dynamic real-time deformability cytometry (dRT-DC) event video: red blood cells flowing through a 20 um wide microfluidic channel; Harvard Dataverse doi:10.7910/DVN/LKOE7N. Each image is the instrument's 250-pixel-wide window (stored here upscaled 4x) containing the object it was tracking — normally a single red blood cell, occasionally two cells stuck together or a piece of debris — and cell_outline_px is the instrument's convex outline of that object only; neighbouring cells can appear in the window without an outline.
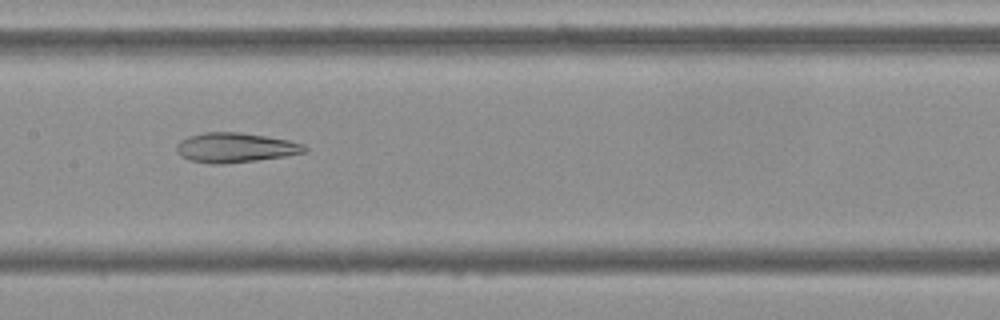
{"species": "Egyptian fruit bat (a non-hibernating species)", "species_latin": "Rousettus aegyptiacus", "temperature_condition": "cold", "stored_images_in_passage": 55, "camera_frame_rate_fps": 3000, "um_per_image_px": 0.085, "frame": {"image": 1, "passage_image": 27, "time_ms": 8.667, "image_size_px": [1000, 320], "cell_outline_px": [[308, 152], [284, 156], [256, 160], [224, 164], [212, 164], [188, 160], [180, 156], [176, 152], [176, 144], [180, 140], [188, 136], [204, 132], [240, 132], [288, 140], [304, 144], [308, 148]], "centroid_in_image_um": [19.97, 12.55], "position_along_channel_um": 187.4, "area_um2": 22.31}}
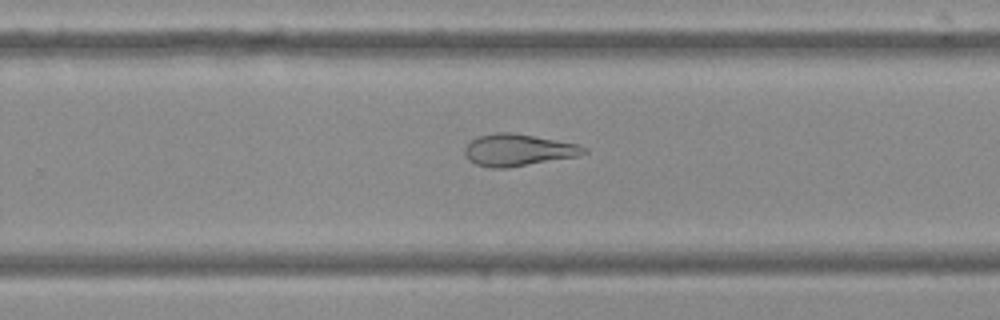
{"frame": {"image": 2, "passage_image": 35, "time_ms": 11.333, "image_size_px": [1000, 320], "cell_outline_px": [[588, 152], [580, 156], [508, 168], [492, 168], [476, 164], [468, 160], [464, 152], [464, 148], [472, 140], [480, 136], [496, 132], [512, 132], [576, 144], [588, 148]], "centroid_in_image_um": [44.05, 12.76], "position_along_channel_um": 285.7, "area_um2": 22.14}}
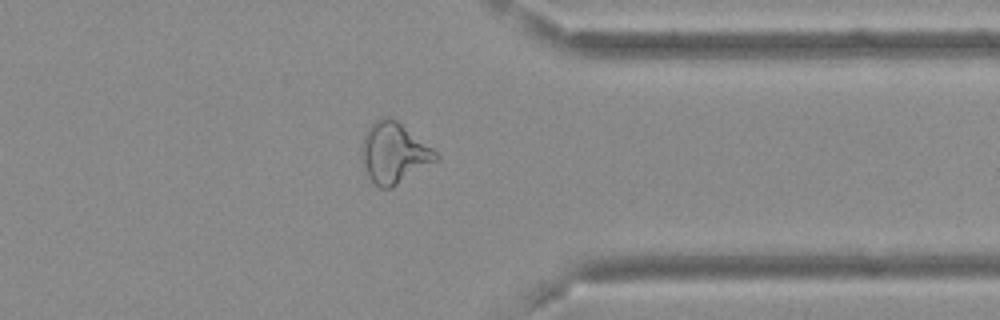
{"frame": {"image": 3, "passage_image": 43, "time_ms": 14.0, "image_size_px": [1000, 320], "cell_outline_px": [[440, 156], [436, 160], [392, 188], [380, 188], [368, 176], [360, 156], [360, 144], [364, 132], [376, 120], [384, 116], [388, 116], [396, 120], [432, 148]], "centroid_in_image_um": [33.43, 12.99], "position_along_channel_um": 378.0, "area_um2": 26.01}, "authors_computed_cell_mechanics": {"area_um2": 26.7614, "velocity_mm_per_s": 3.699, "shape_relaxation_time_tau1_ms": null, "shape_relaxation_time_tau2_ms": 4.6738, "deformation_change_tau1": null, "deformation_change_tau2": 0.1237}}